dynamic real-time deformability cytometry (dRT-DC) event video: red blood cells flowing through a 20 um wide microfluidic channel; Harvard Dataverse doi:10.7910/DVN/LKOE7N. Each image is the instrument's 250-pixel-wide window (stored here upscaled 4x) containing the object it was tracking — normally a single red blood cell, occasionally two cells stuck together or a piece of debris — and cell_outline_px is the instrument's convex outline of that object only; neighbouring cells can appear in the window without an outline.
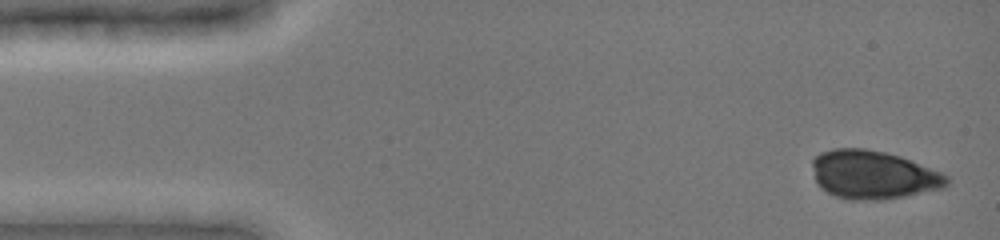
{"species": "common noctule bat (a hibernating species)", "species_latin": "Nyctalus noctula", "temperature_condition": "cold", "stored_images_in_passage": 19, "camera_frame_rate_fps": 3000, "um_per_image_px": 0.085, "animal": {"sex": "female", "body_mass_g": 19.0, "forearm_length_mm": 51.5}, "frame": {"image": 1, "passage_image": 1, "time_ms": 0.0, "image_size_px": [1000, 240], "cell_outline_px": [[948, 184], [944, 188], [904, 196], [880, 200], [848, 200], [836, 196], [820, 188], [816, 180], [812, 164], [812, 160], [820, 152], [832, 148], [864, 148], [884, 152], [900, 156], [940, 172], [948, 176]], "centroid_in_image_um": [74.2, 14.85], "position_along_channel_um": 10.8, "area_um2": 37.92}}